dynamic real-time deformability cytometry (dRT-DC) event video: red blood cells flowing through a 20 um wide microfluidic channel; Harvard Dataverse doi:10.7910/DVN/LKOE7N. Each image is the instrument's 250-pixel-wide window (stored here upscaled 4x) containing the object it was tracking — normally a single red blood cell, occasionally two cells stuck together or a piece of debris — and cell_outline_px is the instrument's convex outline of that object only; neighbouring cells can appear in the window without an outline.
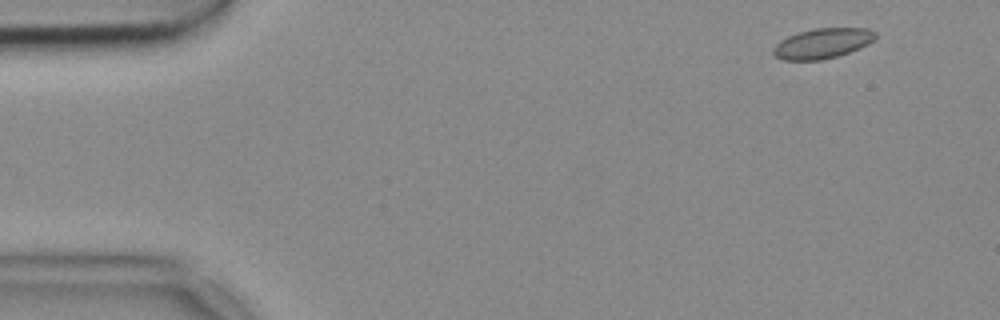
{"species": "common noctule bat (a hibernating species)", "species_latin": "Nyctalus noctula", "temperature_condition": "cold", "stored_images_in_passage": 52, "camera_frame_rate_fps": 3000, "um_per_image_px": 0.085, "animal": {"sex": "female", "body_mass_g": 18.4}, "frame": {"image": 1, "passage_image": 3, "time_ms": 0.667, "image_size_px": [1000, 320], "cell_outline_px": [[876, 36], [868, 44], [860, 48], [836, 56], [820, 60], [784, 60], [776, 56], [772, 52], [772, 48], [780, 40], [796, 32], [816, 28], [868, 28], [876, 32]], "centroid_in_image_um": [69.89, 3.68], "position_along_channel_um": 15.1, "area_um2": 17.92}}
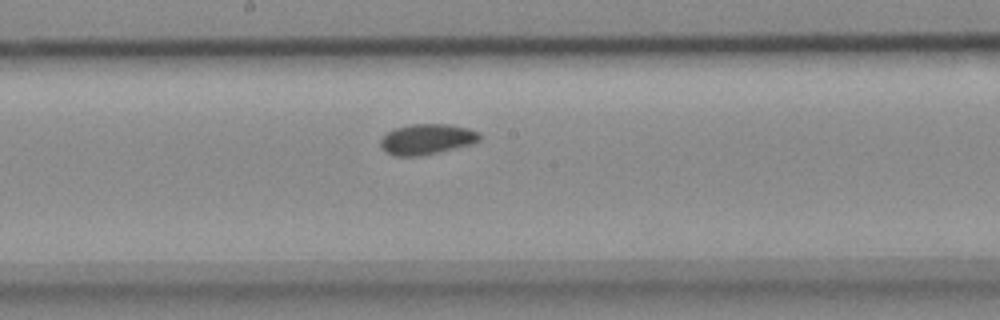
{"frame": {"image": 2, "passage_image": 27, "time_ms": 8.667, "image_size_px": [1000, 320], "cell_outline_px": [[480, 140], [472, 144], [440, 152], [420, 156], [392, 156], [384, 152], [380, 144], [380, 140], [388, 132], [396, 128], [412, 124], [448, 124], [468, 128], [480, 132]], "centroid_in_image_um": [36.29, 11.84], "position_along_channel_um": 211.9, "area_um2": 17.74}}
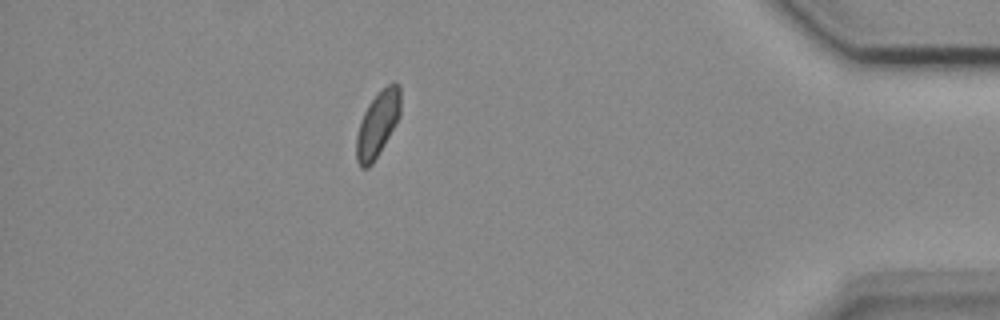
{"frame": {"image": 3, "passage_image": 46, "time_ms": 15.0, "image_size_px": [1000, 320], "cell_outline_px": [[400, 116], [396, 124], [372, 164], [368, 168], [360, 168], [356, 160], [356, 136], [360, 120], [368, 104], [392, 80], [400, 84]], "centroid_in_image_um": [32.09, 10.55], "position_along_channel_um": 403.1, "area_um2": 16.82}}